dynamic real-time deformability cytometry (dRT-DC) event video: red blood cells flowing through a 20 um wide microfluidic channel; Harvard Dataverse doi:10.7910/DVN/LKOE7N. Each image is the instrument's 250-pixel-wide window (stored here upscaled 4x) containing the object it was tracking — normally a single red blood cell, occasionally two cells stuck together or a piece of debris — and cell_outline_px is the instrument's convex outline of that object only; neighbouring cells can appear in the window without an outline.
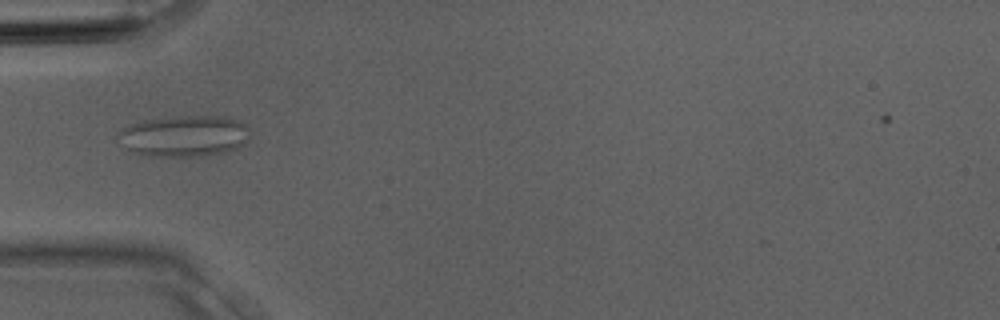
{"species": "Egyptian fruit bat (a non-hibernating species)", "species_latin": "Rousettus aegyptiacus", "temperature_condition": "room temperature", "stored_images_in_passage": 4, "camera_frame_rate_fps": 3000, "um_per_image_px": 0.085, "animal": {"sex": "male"}, "frame": {"image": 1, "passage_image": 4, "time_ms": 1.0, "image_size_px": [1000, 320], "cell_outline_px": [[248, 140], [240, 148], [224, 152], [204, 156], [144, 156], [132, 152], [124, 148], [116, 136], [128, 124], [140, 120], [184, 116], [228, 116], [244, 124]], "centroid_in_image_um": [15.6, 11.57], "position_along_channel_um": 69.4, "area_um2": 31.85}}